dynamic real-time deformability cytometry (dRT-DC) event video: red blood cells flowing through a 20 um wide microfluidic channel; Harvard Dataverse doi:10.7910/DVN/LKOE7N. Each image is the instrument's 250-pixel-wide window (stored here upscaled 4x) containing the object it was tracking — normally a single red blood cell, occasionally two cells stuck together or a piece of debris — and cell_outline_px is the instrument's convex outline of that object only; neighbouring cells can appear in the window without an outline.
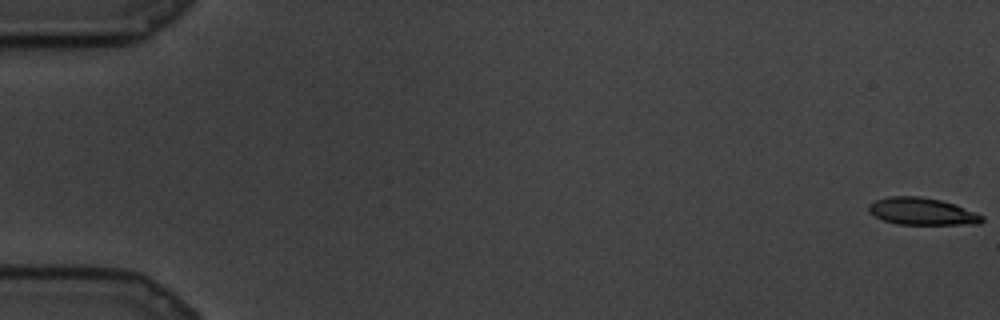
{"species": "common noctule bat (a hibernating species)", "species_latin": "Nyctalus noctula", "temperature_condition": "cold", "stored_images_in_passage": 25, "camera_frame_rate_fps": 3000, "um_per_image_px": 0.085, "animal": {"sex": "male", "body_mass_g": 19.5, "forearm_length_mm": 54.6}, "frame": {"image": 1, "passage_image": 1, "time_ms": 0.0, "image_size_px": [1000, 320], "cell_outline_px": [[984, 220], [980, 224], [896, 224], [884, 220], [868, 212], [868, 204], [876, 200], [888, 196], [920, 196], [940, 200], [952, 204], [984, 216]], "centroid_in_image_um": [78.33, 17.97], "position_along_channel_um": 6.7, "area_um2": 17.74}}